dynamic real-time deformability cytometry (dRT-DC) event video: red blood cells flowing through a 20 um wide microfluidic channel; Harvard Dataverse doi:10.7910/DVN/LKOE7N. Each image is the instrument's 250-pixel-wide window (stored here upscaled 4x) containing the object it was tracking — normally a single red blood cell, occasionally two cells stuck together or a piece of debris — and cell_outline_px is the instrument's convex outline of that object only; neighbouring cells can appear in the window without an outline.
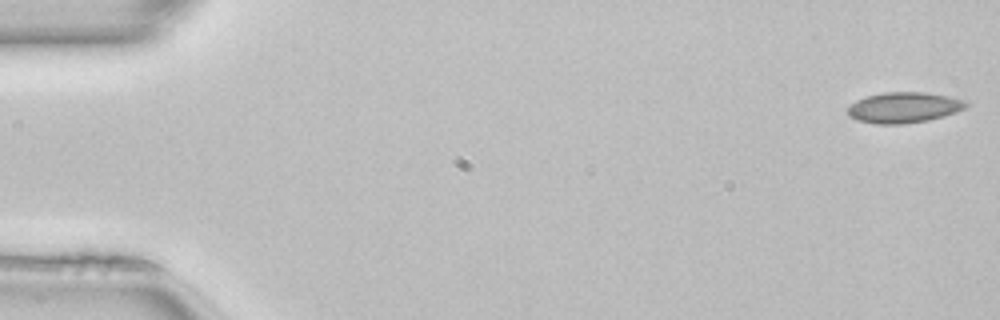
{"species": "common noctule bat (a hibernating species)", "species_latin": "Nyctalus noctula", "temperature_condition": "room temperature", "stored_images_in_passage": 50, "camera_frame_rate_fps": 3000, "um_per_image_px": 0.085, "animal": {"sex": "female", "body_mass_g": 22.7, "forearm_length_mm": 54.2}, "frame": {"image": 1, "passage_image": 1, "time_ms": 0.0, "image_size_px": [1000, 320], "cell_outline_px": [[968, 104], [964, 108], [956, 112], [944, 116], [928, 120], [904, 124], [876, 124], [856, 120], [848, 116], [848, 108], [856, 100], [864, 96], [884, 92], [924, 92], [948, 96], [968, 100]], "centroid_in_image_um": [76.82, 9.13], "position_along_channel_um": 8.2, "area_um2": 21.33}}
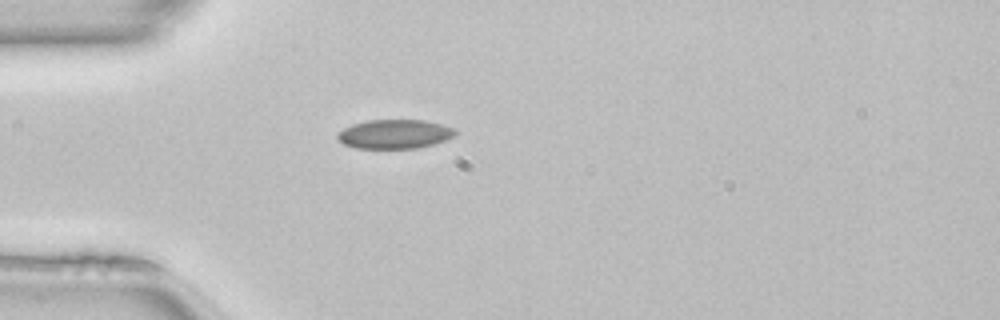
{"frame": {"image": 2, "passage_image": 14, "time_ms": 4.333, "image_size_px": [1000, 320], "cell_outline_px": [[456, 136], [432, 144], [416, 148], [356, 148], [344, 144], [336, 136], [336, 132], [352, 124], [368, 120], [424, 120], [440, 124], [452, 128], [456, 132]], "centroid_in_image_um": [33.51, 11.39], "position_along_channel_um": 51.5, "area_um2": 19.83}}
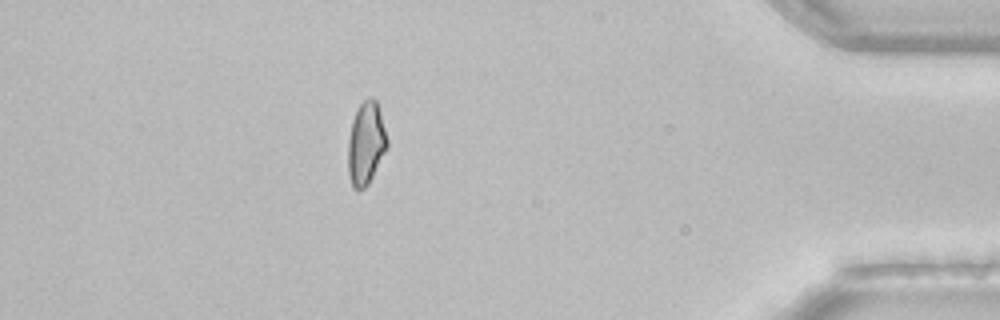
{"frame": {"image": 3, "passage_image": 44, "time_ms": 14.333, "image_size_px": [1000, 320], "cell_outline_px": [[388, 148], [368, 184], [364, 188], [352, 188], [348, 172], [348, 140], [352, 120], [360, 104], [368, 96], [372, 96], [376, 100], [380, 112], [388, 140]], "centroid_in_image_um": [31.11, 12.17], "position_along_channel_um": 404.1, "area_um2": 18.9}, "authors_computed_cell_mechanics": {"area_um2": 19.8254, "velocity_mm_per_s": 4.1005, "shape_relaxation_time_tau1_ms": null, "shape_relaxation_time_tau2_ms": 1.6583, "deformation_change_tau1": null, "deformation_change_tau2": 0.0572}}